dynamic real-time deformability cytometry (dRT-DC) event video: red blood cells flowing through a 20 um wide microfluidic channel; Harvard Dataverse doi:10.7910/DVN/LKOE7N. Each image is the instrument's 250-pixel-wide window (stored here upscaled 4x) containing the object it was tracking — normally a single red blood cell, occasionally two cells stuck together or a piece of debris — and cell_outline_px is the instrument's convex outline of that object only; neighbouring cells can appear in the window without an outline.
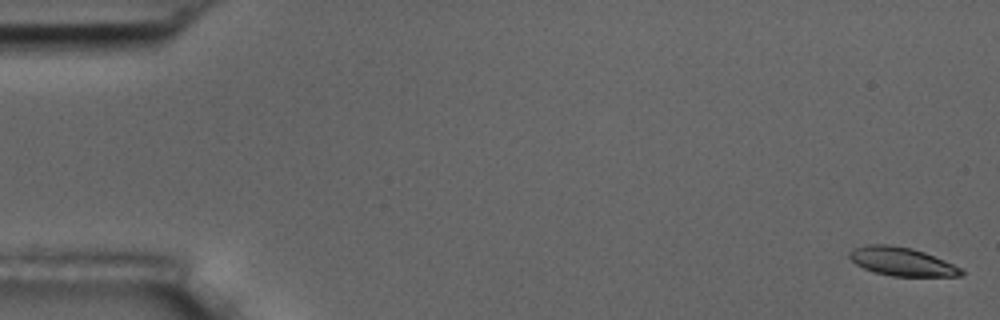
{"species": "common noctule bat (a hibernating species)", "species_latin": "Nyctalus noctula", "temperature_condition": "room temperature", "stored_images_in_passage": 7, "camera_frame_rate_fps": 3000, "um_per_image_px": 0.085, "animal": {"sex": "male", "body_mass_g": 17.5, "forearm_length_mm": 52.3}, "frame": {"image": 1, "passage_image": 1, "time_ms": 0.0, "image_size_px": [1000, 320], "cell_outline_px": [[964, 276], [892, 276], [876, 272], [864, 268], [856, 264], [848, 256], [848, 252], [856, 248], [868, 244], [888, 244], [912, 248], [924, 252], [964, 268]], "centroid_in_image_um": [76.7, 22.23], "position_along_channel_um": 8.3, "area_um2": 18.55}}
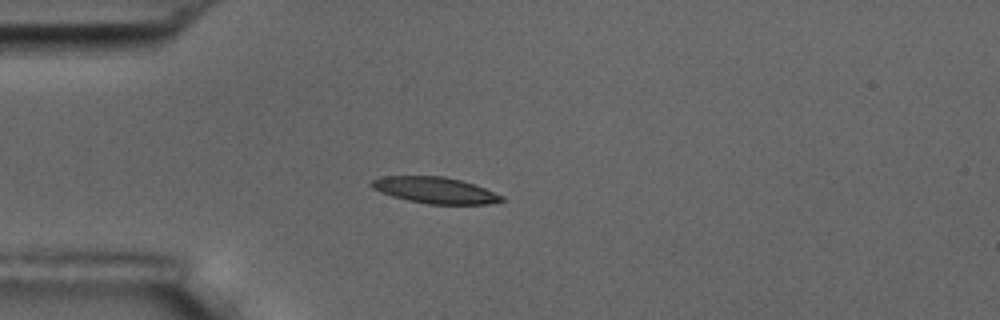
{"frame": {"image": 2, "passage_image": 5, "time_ms": 4.667, "image_size_px": [1000, 320], "cell_outline_px": [[504, 200], [488, 204], [428, 204], [408, 200], [392, 196], [380, 192], [372, 188], [368, 184], [372, 180], [384, 176], [444, 176], [460, 180], [484, 188], [504, 196]], "centroid_in_image_um": [36.94, 16.17], "position_along_channel_um": 48.1, "area_um2": 19.83}}